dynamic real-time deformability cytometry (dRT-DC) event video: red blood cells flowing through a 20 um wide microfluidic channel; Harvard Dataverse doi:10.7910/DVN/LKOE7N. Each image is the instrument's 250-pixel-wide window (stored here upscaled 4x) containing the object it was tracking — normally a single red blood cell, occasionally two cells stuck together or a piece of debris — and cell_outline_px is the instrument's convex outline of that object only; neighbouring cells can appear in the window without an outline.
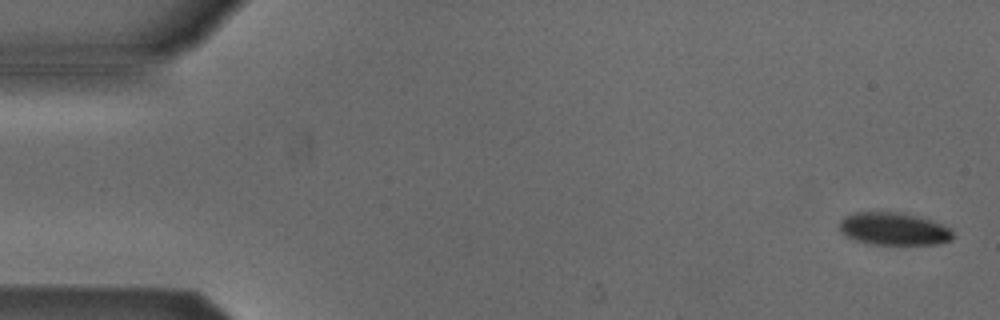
{"species": "Egyptian fruit bat (a non-hibernating species)", "species_latin": "Rousettus aegyptiacus", "temperature_condition": "cold", "stored_images_in_passage": 5, "camera_frame_rate_fps": 3000, "um_per_image_px": 0.085, "animal": {"sex": "male"}, "frame": {"image": 1, "passage_image": 1, "time_ms": 0.0, "image_size_px": [1000, 320], "cell_outline_px": [[952, 240], [936, 244], [872, 244], [856, 240], [840, 232], [840, 220], [844, 216], [856, 212], [896, 212], [928, 220], [940, 224], [948, 228], [952, 232]], "centroid_in_image_um": [75.92, 19.46], "position_along_channel_um": 9.1, "area_um2": 21.04}}
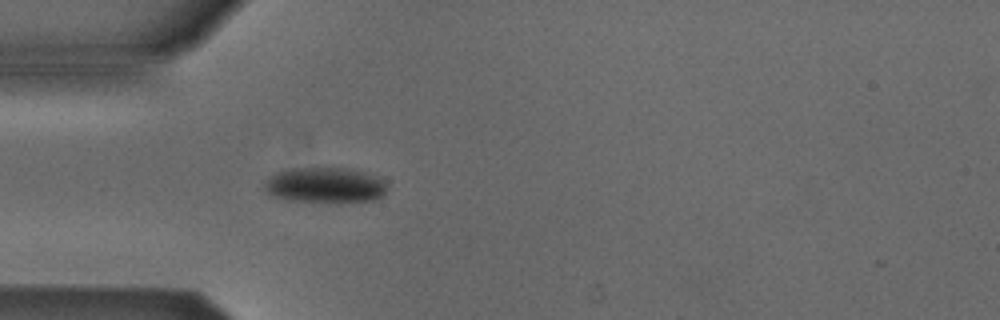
{"frame": {"image": 2, "passage_image": 5, "time_ms": 4.667, "image_size_px": [1000, 320], "cell_outline_px": [[384, 192], [376, 200], [336, 204], [332, 204], [284, 200], [272, 196], [264, 188], [264, 184], [276, 172], [296, 168], [344, 168], [364, 172], [376, 176], [384, 180]], "centroid_in_image_um": [27.62, 15.78], "position_along_channel_um": 57.4, "area_um2": 25.72}}